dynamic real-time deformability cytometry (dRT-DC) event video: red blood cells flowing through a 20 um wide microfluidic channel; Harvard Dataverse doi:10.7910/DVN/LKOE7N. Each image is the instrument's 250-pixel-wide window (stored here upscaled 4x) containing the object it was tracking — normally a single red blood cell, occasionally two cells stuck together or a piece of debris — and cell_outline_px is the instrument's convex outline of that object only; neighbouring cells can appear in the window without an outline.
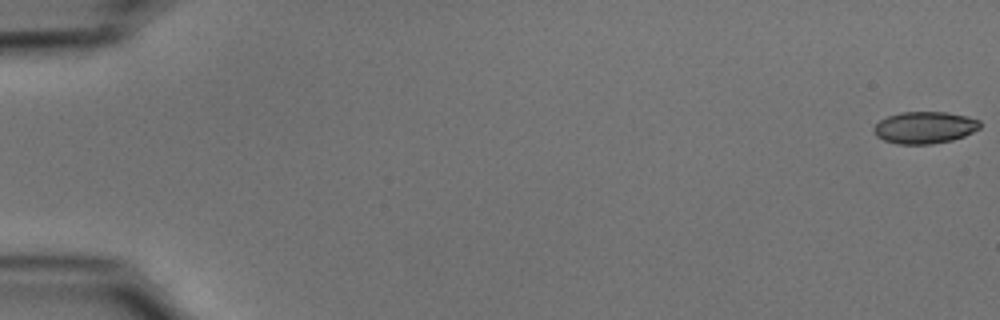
{"species": "common noctule bat (a hibernating species)", "species_latin": "Nyctalus noctula", "temperature_condition": "cold", "stored_images_in_passage": 14, "camera_frame_rate_fps": 3000, "um_per_image_px": 0.085, "animal": {"sex": "male", "body_mass_g": 15.6}, "frame": {"image": 1, "passage_image": 1, "time_ms": 0.0, "image_size_px": [1000, 320], "cell_outline_px": [[980, 128], [964, 136], [952, 140], [932, 144], [896, 144], [884, 140], [876, 136], [872, 128], [880, 120], [888, 116], [900, 112], [948, 112], [980, 120]], "centroid_in_image_um": [78.58, 10.84], "position_along_channel_um": 6.4, "area_um2": 19.77}}